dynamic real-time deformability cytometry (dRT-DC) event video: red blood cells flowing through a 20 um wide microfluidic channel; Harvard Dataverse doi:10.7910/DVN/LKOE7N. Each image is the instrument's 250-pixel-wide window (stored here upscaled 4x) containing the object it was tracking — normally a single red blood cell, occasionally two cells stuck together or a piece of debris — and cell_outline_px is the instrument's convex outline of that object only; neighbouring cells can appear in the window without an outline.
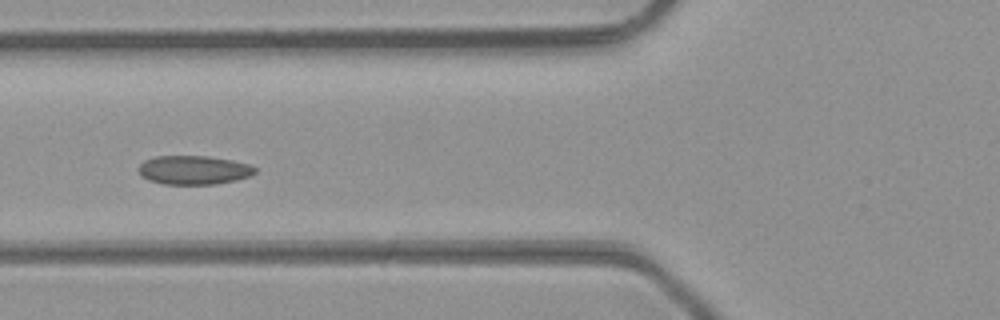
{"species": "common noctule bat (a hibernating species)", "species_latin": "Nyctalus noctula", "temperature_condition": "room temperature", "stored_images_in_passage": 19, "camera_frame_rate_fps": 3000, "um_per_image_px": 0.085, "animal": {"sex": "male", "body_mass_g": 23.1, "forearm_length_mm": 52.7}, "frame": {"image": 1, "passage_image": 14, "time_ms": 4.333, "image_size_px": [1000, 320], "cell_outline_px": [[256, 172], [252, 176], [236, 180], [216, 184], [164, 184], [148, 180], [140, 176], [136, 168], [144, 160], [156, 156], [208, 156], [232, 160], [248, 164], [256, 168]], "centroid_in_image_um": [16.44, 14.45], "position_along_channel_um": 109.4, "area_um2": 19.83}}